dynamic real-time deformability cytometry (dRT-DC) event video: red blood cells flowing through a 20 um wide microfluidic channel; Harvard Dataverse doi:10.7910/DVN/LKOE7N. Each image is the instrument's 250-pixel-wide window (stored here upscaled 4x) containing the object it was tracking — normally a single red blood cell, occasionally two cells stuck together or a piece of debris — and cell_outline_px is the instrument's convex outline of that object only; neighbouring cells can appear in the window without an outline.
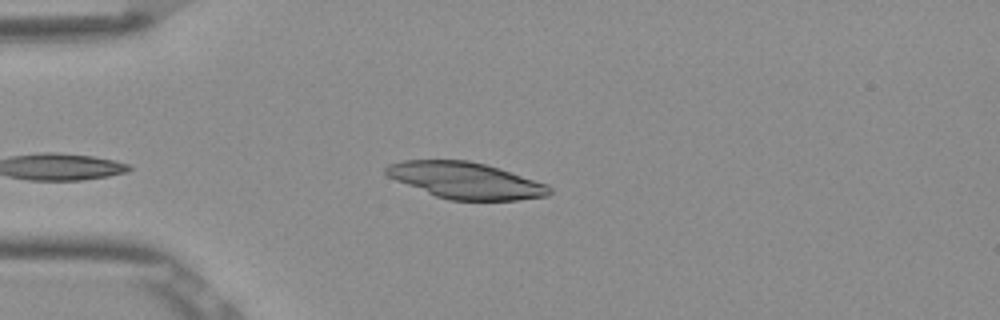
{"species": "Egyptian fruit bat (a non-hibernating species)", "species_latin": "Rousettus aegyptiacus", "temperature_condition": "room temperature", "stored_images_in_passage": 4, "camera_frame_rate_fps": 3000, "um_per_image_px": 0.085, "frame": {"image": 1, "passage_image": 4, "time_ms": 1.0, "image_size_px": [1000, 320], "cell_outline_px": [[552, 192], [548, 196], [516, 200], [448, 200], [436, 196], [396, 180], [388, 176], [384, 172], [384, 168], [388, 164], [404, 160], [468, 160], [500, 168], [548, 184], [552, 188]], "centroid_in_image_um": [39.61, 15.34], "position_along_channel_um": 45.4, "area_um2": 34.62}}